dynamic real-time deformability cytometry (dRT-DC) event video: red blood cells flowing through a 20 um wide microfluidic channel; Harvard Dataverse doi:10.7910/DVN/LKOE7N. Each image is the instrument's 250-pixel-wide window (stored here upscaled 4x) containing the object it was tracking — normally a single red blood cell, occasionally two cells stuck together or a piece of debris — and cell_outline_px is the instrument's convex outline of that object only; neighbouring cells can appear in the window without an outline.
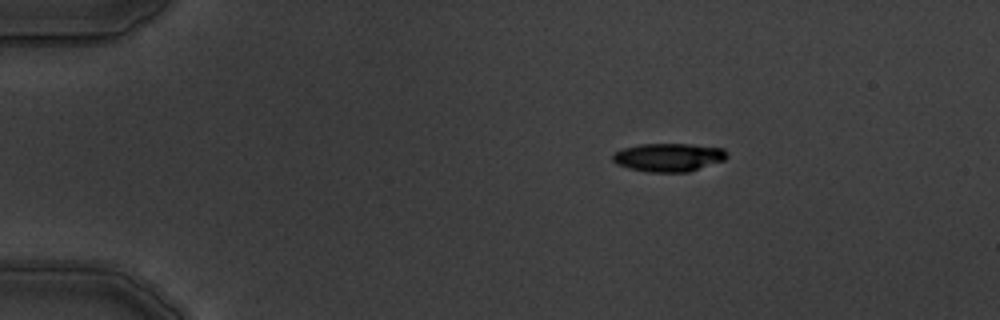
{"species": "common noctule bat (a hibernating species)", "species_latin": "Nyctalus noctula", "temperature_condition": "warm", "stored_images_in_passage": 3, "camera_frame_rate_fps": 3000, "um_per_image_px": 0.085, "animal": {"sex": "male", "body_mass_g": 19.5, "forearm_length_mm": 54.6}, "frame": {"image": 1, "passage_image": 1, "time_ms": 0.0, "image_size_px": [1000, 320], "cell_outline_px": [[728, 156], [724, 160], [688, 172], [648, 172], [628, 168], [616, 164], [612, 160], [612, 156], [620, 148], [640, 144], [692, 144], [724, 148], [728, 152]], "centroid_in_image_um": [56.82, 13.37], "position_along_channel_um": 28.2, "area_um2": 19.02}}